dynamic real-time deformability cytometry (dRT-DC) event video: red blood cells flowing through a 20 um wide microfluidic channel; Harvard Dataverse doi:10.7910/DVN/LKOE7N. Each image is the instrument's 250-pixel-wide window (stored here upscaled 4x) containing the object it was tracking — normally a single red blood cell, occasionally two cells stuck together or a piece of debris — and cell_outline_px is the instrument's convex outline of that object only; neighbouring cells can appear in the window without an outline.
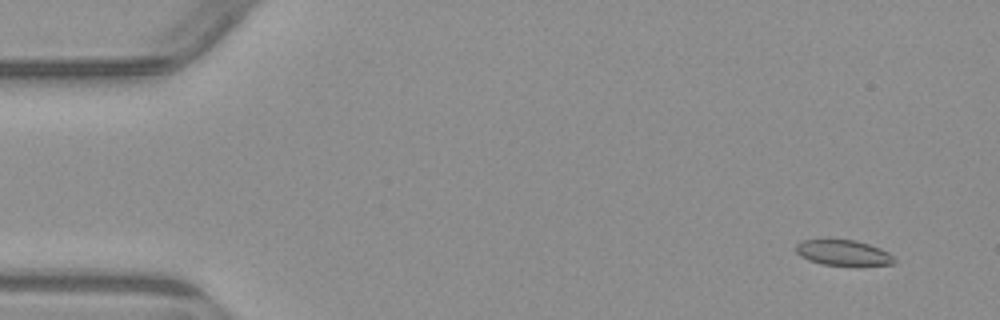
{"species": "common noctule bat (a hibernating species)", "species_latin": "Nyctalus noctula", "temperature_condition": "warm", "stored_images_in_passage": 5, "segment_of_instrument_passage": [1, 2], "camera_frame_rate_fps": 3000, "um_per_image_px": 0.085, "animal": {"sex": "male", "body_mass_g": 23.1, "forearm_length_mm": 52.7}, "frame": {"image": 1, "passage_image": 1, "time_ms": 0.0, "image_size_px": [1000, 320], "cell_outline_px": [[896, 264], [820, 264], [808, 260], [800, 256], [796, 252], [796, 244], [800, 240], [824, 236], [828, 236], [856, 240], [880, 248], [888, 252], [896, 260]], "centroid_in_image_um": [71.56, 21.4], "position_along_channel_um": 13.4, "area_um2": 15.14}}